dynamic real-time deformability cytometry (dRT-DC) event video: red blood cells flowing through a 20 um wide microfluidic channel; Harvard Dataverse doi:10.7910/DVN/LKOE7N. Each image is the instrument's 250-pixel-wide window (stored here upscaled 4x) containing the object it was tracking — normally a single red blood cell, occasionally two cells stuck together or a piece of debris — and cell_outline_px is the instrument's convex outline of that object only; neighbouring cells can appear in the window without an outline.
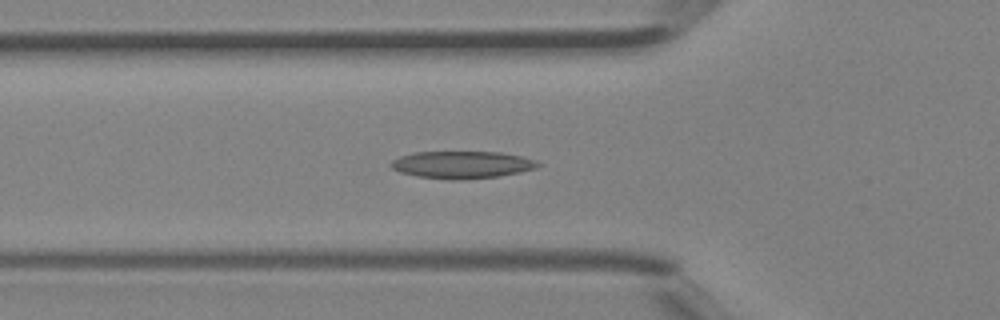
{"species": "Egyptian fruit bat (a non-hibernating species)", "species_latin": "Rousettus aegyptiacus", "temperature_condition": "room temperature", "stored_images_in_passage": 45, "camera_frame_rate_fps": 3000, "um_per_image_px": 0.085, "animal": {"sex": "female"}, "frame": {"image": 1, "passage_image": 15, "time_ms": 4.667, "image_size_px": [1000, 320], "cell_outline_px": [[540, 164], [536, 168], [520, 172], [496, 176], [460, 180], [452, 180], [416, 176], [400, 172], [392, 168], [388, 164], [392, 160], [400, 156], [412, 152], [500, 152], [520, 156], [536, 160]], "centroid_in_image_um": [39.22, 14.0], "position_along_channel_um": 86.6, "area_um2": 23.35}}
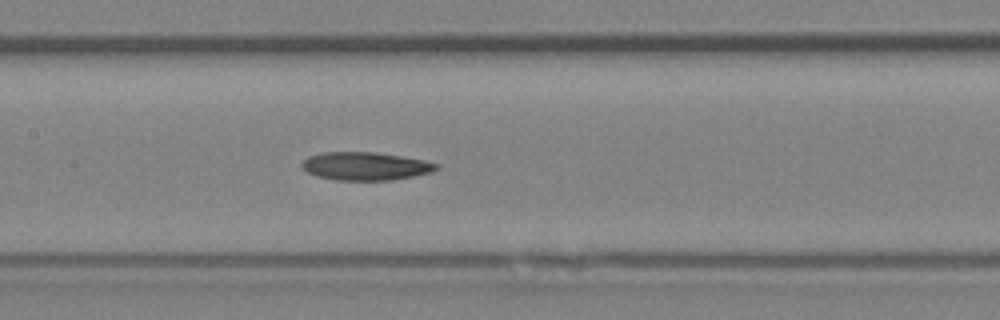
{"frame": {"image": 2, "passage_image": 21, "time_ms": 6.667, "image_size_px": [1000, 320], "cell_outline_px": [[440, 168], [432, 172], [392, 180], [336, 180], [316, 176], [308, 172], [300, 164], [308, 156], [320, 152], [376, 152], [424, 160], [440, 164]], "centroid_in_image_um": [31.07, 14.12], "position_along_channel_um": 176.3, "area_um2": 22.08}}
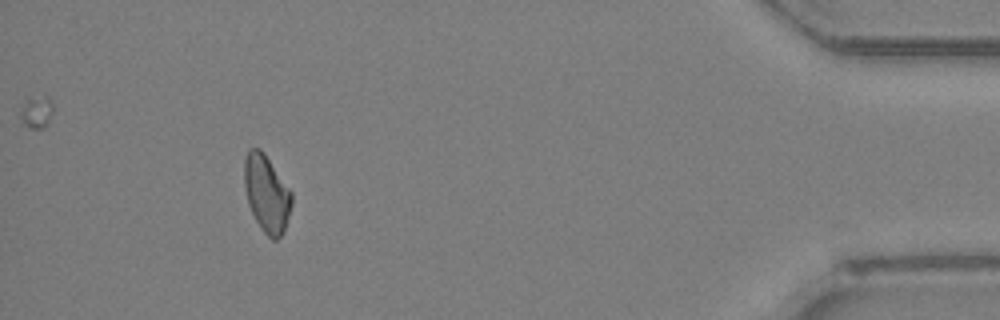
{"frame": {"image": 3, "passage_image": 41, "time_ms": 13.333, "image_size_px": [1000, 320], "cell_outline_px": [[292, 204], [284, 232], [276, 240], [272, 240], [260, 228], [248, 204], [244, 188], [244, 160], [248, 148], [260, 148], [264, 152], [292, 192]], "centroid_in_image_um": [22.66, 16.44], "position_along_channel_um": 412.5, "area_um2": 21.44}}